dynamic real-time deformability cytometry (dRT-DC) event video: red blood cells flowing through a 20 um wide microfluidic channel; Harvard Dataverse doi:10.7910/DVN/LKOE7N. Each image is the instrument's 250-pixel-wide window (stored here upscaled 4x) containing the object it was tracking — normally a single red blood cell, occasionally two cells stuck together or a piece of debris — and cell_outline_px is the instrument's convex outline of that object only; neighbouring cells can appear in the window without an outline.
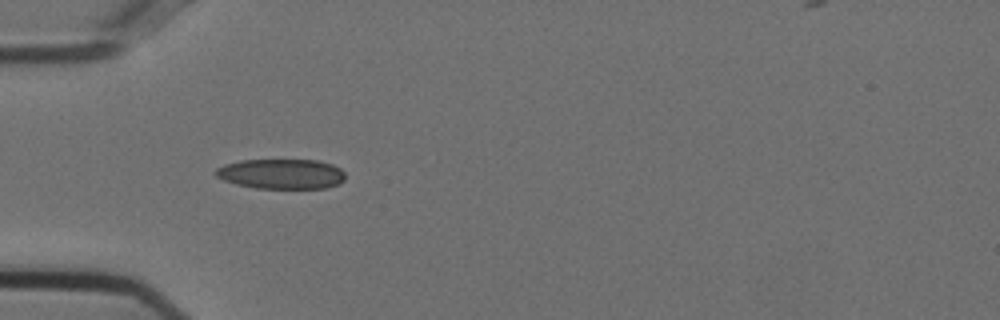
{"species": "Egyptian fruit bat (a non-hibernating species)", "species_latin": "Rousettus aegyptiacus", "temperature_condition": "cold", "stored_images_in_passage": 38, "camera_frame_rate_fps": 3000, "um_per_image_px": 0.085, "animal": {"sex": "female"}, "frame": {"image": 1, "passage_image": 1, "time_ms": 0.0, "image_size_px": [1000, 320], "cell_outline_px": [[344, 180], [340, 184], [328, 188], [256, 188], [236, 184], [224, 180], [216, 176], [212, 172], [216, 168], [224, 164], [240, 160], [316, 160], [332, 164], [340, 168], [344, 172]], "centroid_in_image_um": [23.91, 14.78], "position_along_channel_um": 61.1, "area_um2": 22.83}}
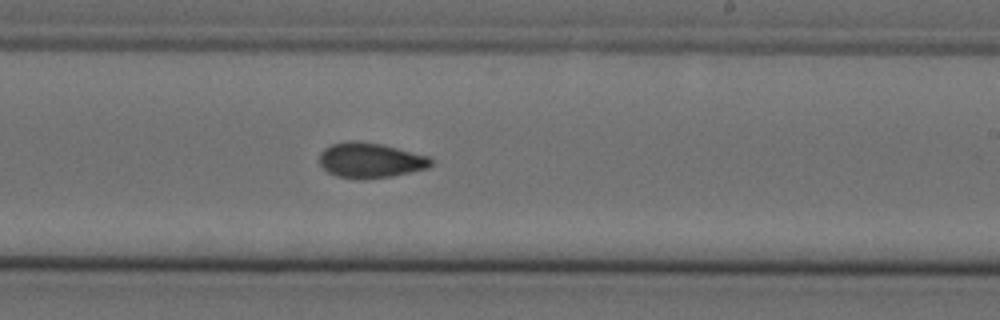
{"frame": {"image": 2, "passage_image": 17, "time_ms": 5.333, "image_size_px": [1000, 320], "cell_outline_px": [[432, 164], [428, 168], [392, 176], [336, 176], [328, 172], [320, 164], [320, 152], [324, 148], [332, 144], [380, 144], [432, 156]], "centroid_in_image_um": [31.56, 13.63], "position_along_channel_um": 257.4, "area_um2": 21.44}}
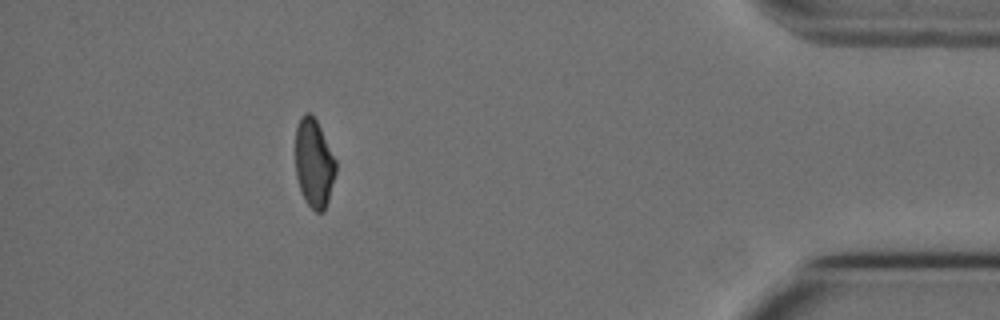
{"frame": {"image": 3, "passage_image": 33, "time_ms": 10.667, "image_size_px": [1000, 320], "cell_outline_px": [[336, 172], [328, 200], [324, 212], [316, 212], [304, 200], [300, 192], [296, 176], [296, 128], [300, 116], [304, 112], [308, 112], [316, 120], [336, 160]], "centroid_in_image_um": [26.68, 13.89], "position_along_channel_um": 408.5, "area_um2": 20.81}, "authors_computed_cell_mechanics": {"area_um2": 22.1952, "velocity_mm_per_s": 3.7472, "shape_relaxation_time_tau1_ms": null, "shape_relaxation_time_tau2_ms": 5.2276, "deformation_change_tau1": null, "deformation_change_tau2": 0.1067}}